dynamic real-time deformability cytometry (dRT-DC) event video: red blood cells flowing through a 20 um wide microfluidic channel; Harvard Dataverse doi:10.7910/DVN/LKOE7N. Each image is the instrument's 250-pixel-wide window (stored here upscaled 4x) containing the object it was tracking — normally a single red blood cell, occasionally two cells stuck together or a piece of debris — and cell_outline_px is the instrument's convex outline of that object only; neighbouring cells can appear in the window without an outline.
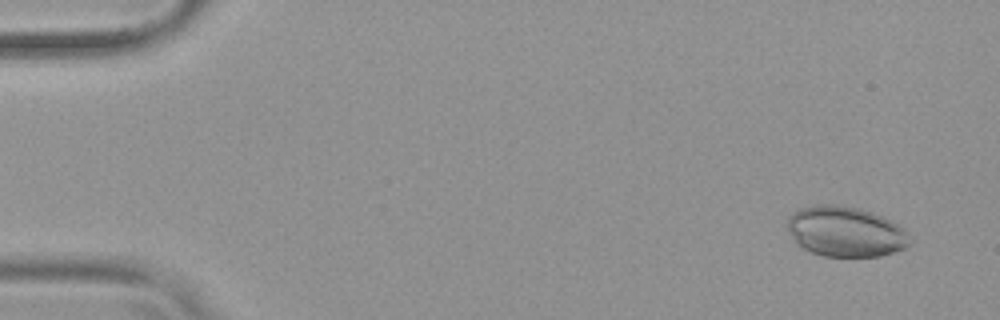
{"species": "common noctule bat (a hibernating species)", "species_latin": "Nyctalus noctula", "temperature_condition": "warm", "stored_images_in_passage": 54, "camera_frame_rate_fps": 3000, "um_per_image_px": 0.085, "animal": {"sex": "female", "body_mass_g": 19.9}, "frame": {"image": 1, "passage_image": 4, "time_ms": 1.0, "image_size_px": [1000, 320], "cell_outline_px": [[908, 244], [904, 248], [880, 256], [824, 256], [812, 252], [796, 244], [788, 228], [788, 216], [792, 212], [800, 208], [816, 204], [836, 204], [860, 208], [872, 212], [904, 228], [908, 240]], "centroid_in_image_um": [71.81, 19.67], "position_along_channel_um": 13.2, "area_um2": 35.55}}
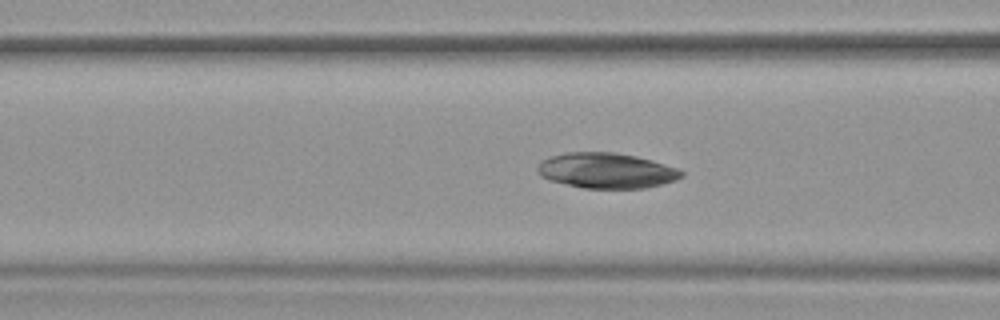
{"frame": {"image": 2, "passage_image": 22, "time_ms": 7.0, "image_size_px": [1000, 320], "cell_outline_px": [[684, 176], [676, 180], [644, 188], [584, 188], [548, 180], [540, 176], [536, 168], [540, 160], [548, 156], [564, 152], [616, 152], [636, 156], [652, 160], [680, 168], [684, 172]], "centroid_in_image_um": [51.53, 14.48], "position_along_channel_um": 115.1, "area_um2": 30.06}}
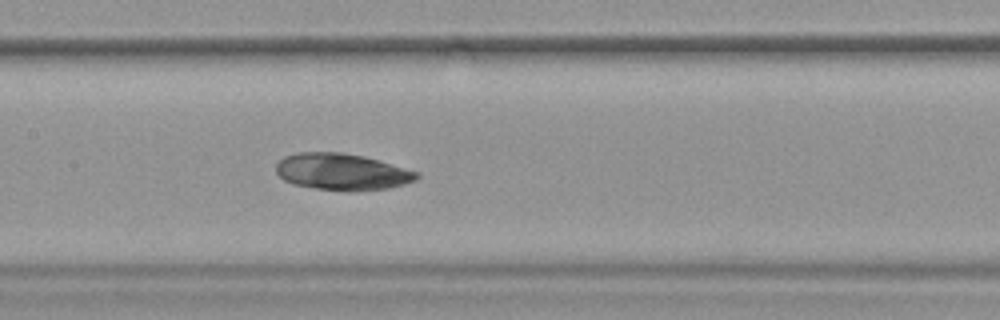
{"frame": {"image": 3, "passage_image": 27, "time_ms": 8.667, "image_size_px": [1000, 320], "cell_outline_px": [[420, 176], [416, 180], [404, 184], [388, 188], [356, 192], [348, 192], [316, 188], [292, 184], [284, 180], [276, 172], [276, 164], [284, 156], [296, 152], [344, 152], [364, 156], [420, 172]], "centroid_in_image_um": [29.08, 14.61], "position_along_channel_um": 178.3, "area_um2": 30.4}}